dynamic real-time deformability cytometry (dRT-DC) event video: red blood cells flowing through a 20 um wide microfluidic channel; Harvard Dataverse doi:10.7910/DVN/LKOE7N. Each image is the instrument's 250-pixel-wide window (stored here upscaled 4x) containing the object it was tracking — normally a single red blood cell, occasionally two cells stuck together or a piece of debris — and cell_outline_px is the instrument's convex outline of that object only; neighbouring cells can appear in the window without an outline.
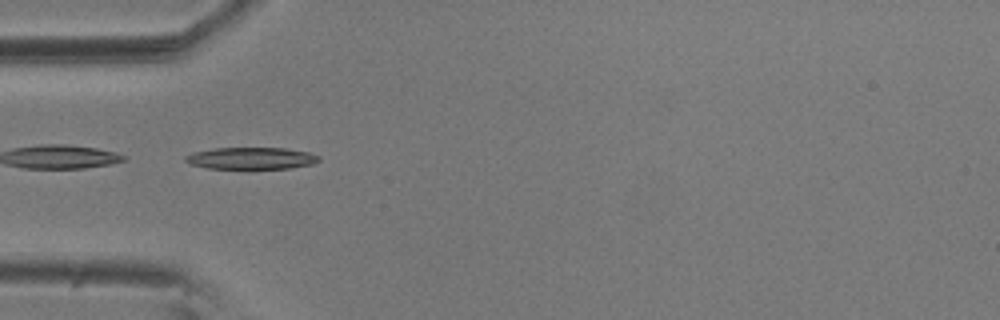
{"species": "common noctule bat (a hibernating species)", "species_latin": "Nyctalus noctula", "temperature_condition": "room temperature", "stored_images_in_passage": 42, "camera_frame_rate_fps": 3000, "um_per_image_px": 0.085, "animal": {"sex": "male", "body_mass_g": 20.5, "forearm_length_mm": 52.5}, "frame": {"image": 1, "passage_image": 4, "time_ms": 1.0, "image_size_px": [1000, 320], "cell_outline_px": [[320, 160], [312, 164], [288, 168], [208, 168], [192, 164], [184, 160], [184, 156], [192, 152], [216, 148], [288, 148], [308, 152], [320, 156]], "centroid_in_image_um": [21.36, 13.44], "position_along_channel_um": 63.6, "area_um2": 16.88}}
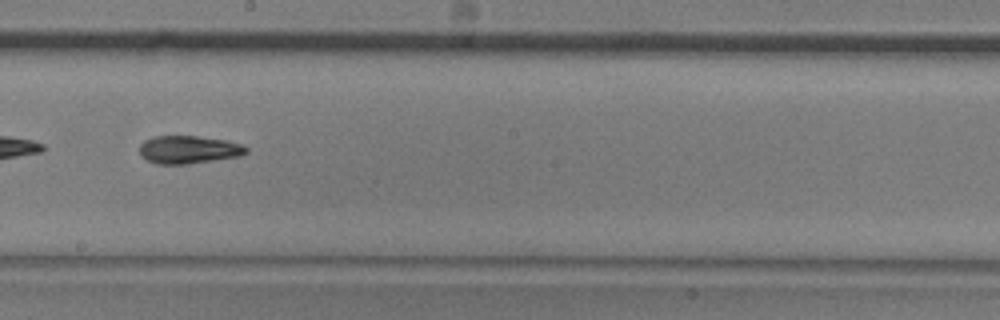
{"frame": {"image": 2, "passage_image": 18, "time_ms": 5.667, "image_size_px": [1000, 320], "cell_outline_px": [[248, 152], [240, 156], [188, 164], [156, 164], [140, 156], [140, 144], [144, 140], [152, 136], [196, 136], [224, 140], [240, 144], [248, 148]], "centroid_in_image_um": [16.0, 12.72], "position_along_channel_um": 232.2, "area_um2": 17.34}}
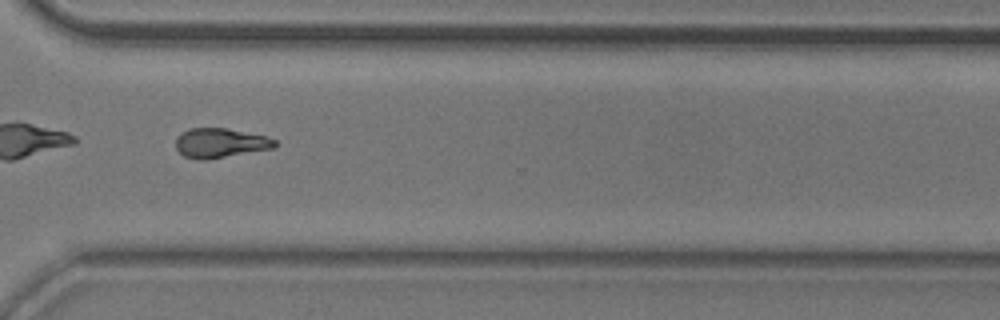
{"frame": {"image": 3, "passage_image": 28, "time_ms": 9.0, "image_size_px": [1000, 320], "cell_outline_px": [[280, 144], [276, 148], [204, 160], [200, 160], [184, 156], [176, 148], [176, 136], [188, 128], [224, 128], [268, 136], [276, 140]], "centroid_in_image_um": [18.76, 12.15], "position_along_channel_um": 351.8, "area_um2": 17.22}, "authors_computed_cell_mechanics": {"area_um2": 16.9354, "velocity_mm_per_s": 3.6022, "shape_relaxation_time_tau1_ms": 4.018, "shape_relaxation_time_tau2_ms": 4.3713, "deformation_change_tau1": 0.1893, "deformation_change_tau2": 0.1361}}